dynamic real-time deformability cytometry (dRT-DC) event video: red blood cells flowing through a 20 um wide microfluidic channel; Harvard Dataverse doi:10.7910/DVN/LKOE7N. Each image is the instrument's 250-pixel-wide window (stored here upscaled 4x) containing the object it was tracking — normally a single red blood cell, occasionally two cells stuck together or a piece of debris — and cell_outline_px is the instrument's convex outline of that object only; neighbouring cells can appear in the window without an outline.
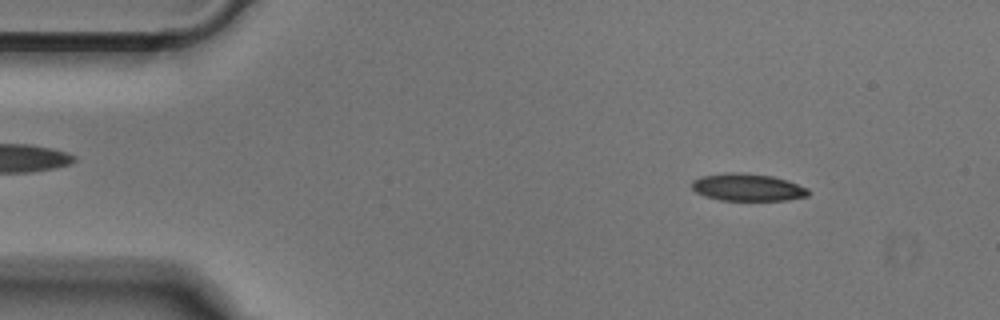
{"species": "Egyptian fruit bat (a non-hibernating species)", "species_latin": "Rousettus aegyptiacus", "temperature_condition": "cold", "stored_images_in_passage": 50, "camera_frame_rate_fps": 3000, "um_per_image_px": 0.085, "animal": {"sex": "male"}, "frame": {"image": 1, "passage_image": 6, "time_ms": 1.667, "image_size_px": [1000, 320], "cell_outline_px": [[808, 196], [784, 200], [720, 200], [704, 196], [696, 192], [692, 188], [692, 180], [700, 176], [724, 172], [740, 172], [772, 176], [788, 180], [808, 188]], "centroid_in_image_um": [63.51, 15.91], "position_along_channel_um": 21.5, "area_um2": 18.67}}
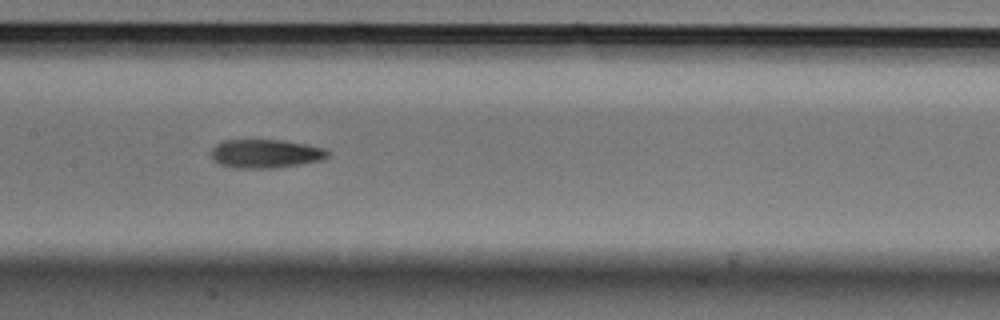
{"frame": {"image": 2, "passage_image": 24, "time_ms": 7.667, "image_size_px": [1000, 320], "cell_outline_px": [[332, 152], [324, 160], [276, 168], [236, 168], [220, 164], [212, 160], [208, 152], [216, 144], [224, 140], [284, 140], [308, 144], [324, 148]], "centroid_in_image_um": [22.58, 13.06], "position_along_channel_um": 184.8, "area_um2": 19.88}}
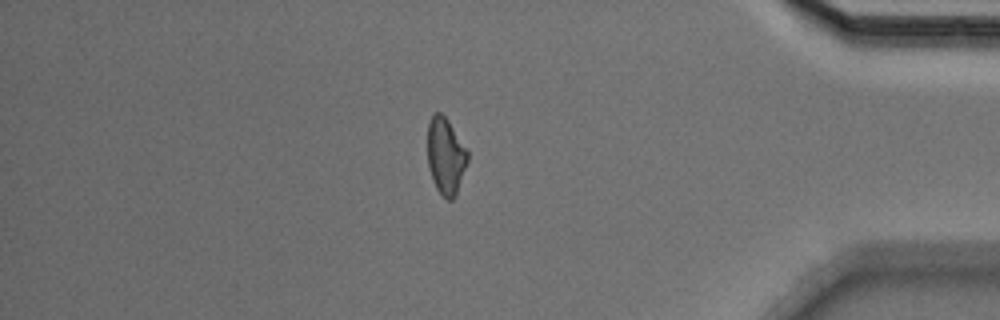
{"frame": {"image": 3, "passage_image": 43, "time_ms": 14.0, "image_size_px": [1000, 320], "cell_outline_px": [[468, 160], [456, 196], [452, 200], [448, 200], [436, 188], [432, 180], [428, 168], [428, 120], [432, 112], [440, 112], [448, 120], [468, 148]], "centroid_in_image_um": [37.89, 13.23], "position_along_channel_um": 397.3, "area_um2": 18.21}}